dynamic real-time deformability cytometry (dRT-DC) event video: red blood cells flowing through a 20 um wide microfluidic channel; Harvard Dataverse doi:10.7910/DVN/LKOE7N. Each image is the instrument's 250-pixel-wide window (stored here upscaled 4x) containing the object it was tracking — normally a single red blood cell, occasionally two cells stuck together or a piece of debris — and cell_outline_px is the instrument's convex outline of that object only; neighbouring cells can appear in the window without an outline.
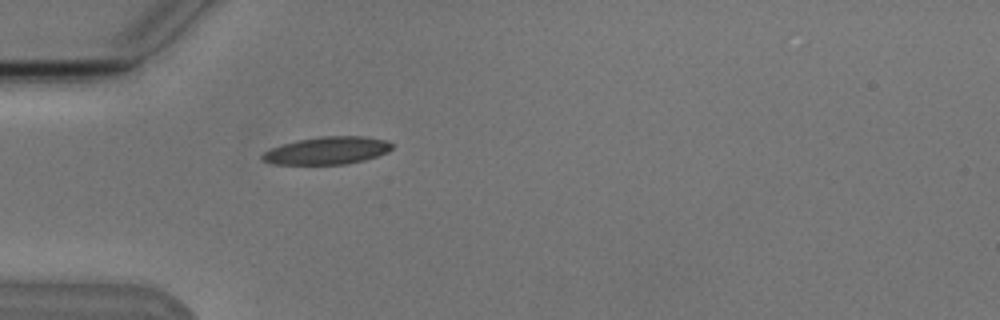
{"species": "Egyptian fruit bat (a non-hibernating species)", "species_latin": "Rousettus aegyptiacus", "temperature_condition": "cold", "stored_images_in_passage": 1, "camera_frame_rate_fps": 3000, "um_per_image_px": 0.085, "animal": {"sex": "male"}, "frame": {"image": 1, "passage_image": 1, "time_ms": 0.0, "image_size_px": [1000, 320], "cell_outline_px": [[392, 148], [388, 152], [364, 160], [344, 164], [272, 164], [264, 160], [260, 156], [264, 152], [272, 148], [296, 140], [320, 136], [360, 136], [388, 140], [392, 144]], "centroid_in_image_um": [27.82, 12.79], "position_along_channel_um": 57.2, "area_um2": 20.69}}